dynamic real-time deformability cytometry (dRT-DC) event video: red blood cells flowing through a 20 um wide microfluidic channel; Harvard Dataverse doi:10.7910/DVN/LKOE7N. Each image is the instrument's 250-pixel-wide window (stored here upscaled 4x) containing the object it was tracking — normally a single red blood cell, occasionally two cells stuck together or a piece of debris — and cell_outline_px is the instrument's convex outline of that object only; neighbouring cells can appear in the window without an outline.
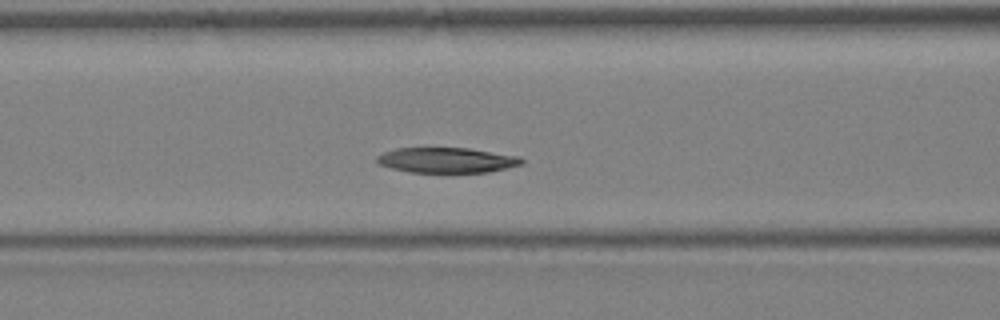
{"species": "Egyptian fruit bat (a non-hibernating species)", "species_latin": "Rousettus aegyptiacus", "temperature_condition": "warm", "stored_images_in_passage": 32, "camera_frame_rate_fps": 3000, "um_per_image_px": 0.085, "animal": {"sex": "female"}, "frame": {"image": 1, "passage_image": 11, "time_ms": 3.333, "image_size_px": [1000, 320], "cell_outline_px": [[524, 164], [488, 172], [408, 172], [392, 168], [380, 164], [376, 160], [376, 156], [384, 152], [396, 148], [468, 148], [520, 156], [524, 160]], "centroid_in_image_um": [38.0, 13.61], "position_along_channel_um": 128.6, "area_um2": 21.27}}
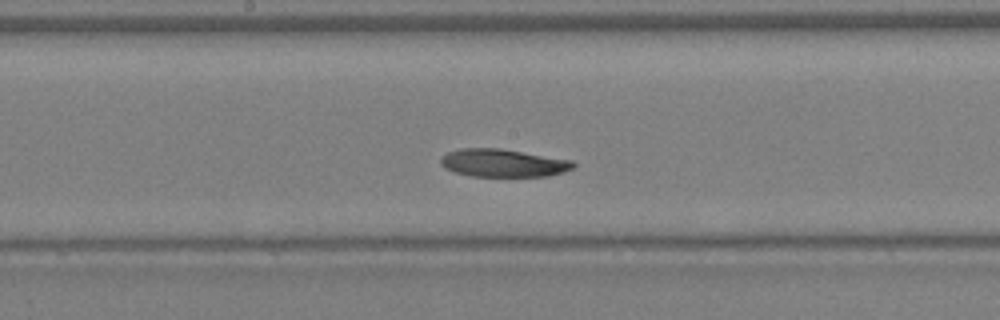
{"frame": {"image": 2, "passage_image": 15, "time_ms": 4.667, "image_size_px": [1000, 320], "cell_outline_px": [[576, 164], [572, 168], [564, 172], [548, 176], [472, 176], [456, 172], [444, 168], [440, 164], [440, 160], [448, 152], [460, 148], [500, 148], [572, 160]], "centroid_in_image_um": [42.77, 13.85], "position_along_channel_um": 205.4, "area_um2": 21.44}}
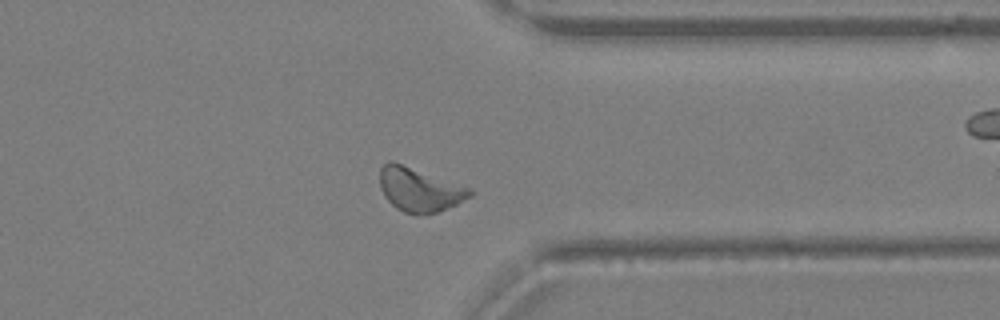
{"frame": {"image": 3, "passage_image": 24, "time_ms": 7.667, "image_size_px": [1000, 320], "cell_outline_px": [[472, 196], [456, 204], [436, 212], [404, 212], [396, 208], [384, 196], [380, 188], [380, 168], [388, 160], [392, 160], [464, 184], [472, 188]], "centroid_in_image_um": [35.67, 16.06], "position_along_channel_um": 375.7, "area_um2": 23.06}}